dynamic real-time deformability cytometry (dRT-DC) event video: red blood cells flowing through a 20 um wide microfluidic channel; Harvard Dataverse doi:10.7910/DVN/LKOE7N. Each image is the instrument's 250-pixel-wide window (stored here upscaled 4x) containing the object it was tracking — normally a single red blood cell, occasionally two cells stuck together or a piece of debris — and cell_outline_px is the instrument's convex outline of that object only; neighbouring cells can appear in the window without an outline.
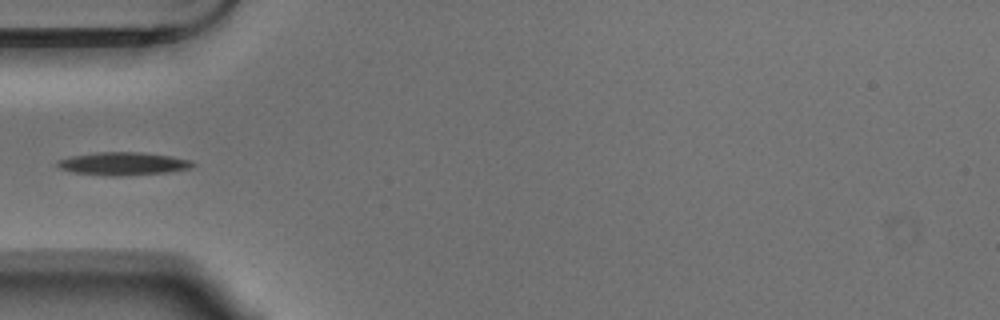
{"species": "Egyptian fruit bat (a non-hibernating species)", "species_latin": "Rousettus aegyptiacus", "temperature_condition": "warm", "stored_images_in_passage": 38, "camera_frame_rate_fps": 3000, "um_per_image_px": 0.085, "animal": {"sex": "male"}, "frame": {"image": 1, "passage_image": 1, "time_ms": 0.0, "image_size_px": [1000, 320], "cell_outline_px": [[196, 164], [192, 168], [168, 172], [120, 176], [108, 176], [72, 172], [60, 168], [56, 164], [56, 160], [72, 156], [96, 152], [140, 152], [172, 156], [192, 160]], "centroid_in_image_um": [10.49, 13.91], "position_along_channel_um": 74.5, "area_um2": 18.26}}
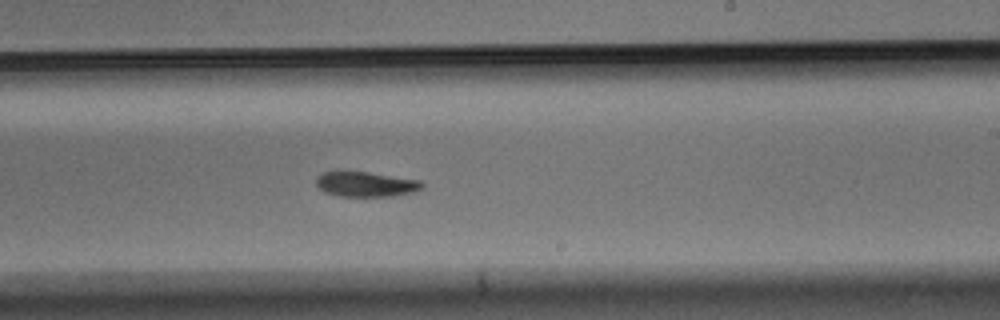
{"frame": {"image": 2, "passage_image": 16, "time_ms": 5.0, "image_size_px": [1000, 320], "cell_outline_px": [[424, 188], [412, 192], [392, 196], [340, 196], [324, 192], [316, 184], [316, 180], [324, 172], [368, 172], [420, 180], [424, 184]], "centroid_in_image_um": [31.14, 15.66], "position_along_channel_um": 257.9, "area_um2": 15.2}}
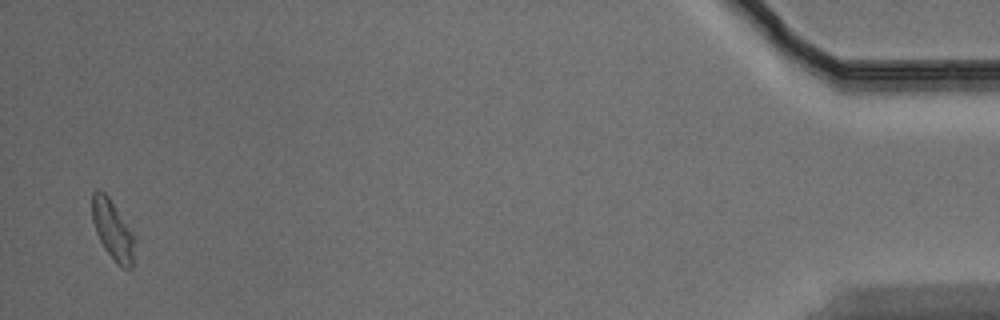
{"frame": {"image": 3, "passage_image": 37, "time_ms": 12.0, "image_size_px": [1000, 320], "cell_outline_px": [[136, 240], [132, 268], [120, 268], [116, 264], [104, 248], [96, 232], [92, 220], [92, 192], [96, 188], [100, 188], [108, 196], [136, 232]], "centroid_in_image_um": [9.63, 19.54], "position_along_channel_um": 425.6, "area_um2": 15.55}}